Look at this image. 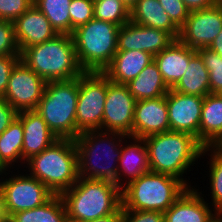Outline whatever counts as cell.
<instances>
[{"mask_svg":"<svg viewBox=\"0 0 222 222\" xmlns=\"http://www.w3.org/2000/svg\"><path fill=\"white\" fill-rule=\"evenodd\" d=\"M196 50L174 40L167 48L154 56L162 78L169 89H172L184 75L189 60Z\"/></svg>","mask_w":222,"mask_h":222,"instance_id":"ffe728a7","label":"cell"},{"mask_svg":"<svg viewBox=\"0 0 222 222\" xmlns=\"http://www.w3.org/2000/svg\"><path fill=\"white\" fill-rule=\"evenodd\" d=\"M78 94L79 77L47 82L36 111L58 139L74 140L77 137Z\"/></svg>","mask_w":222,"mask_h":222,"instance_id":"52a82bcc","label":"cell"},{"mask_svg":"<svg viewBox=\"0 0 222 222\" xmlns=\"http://www.w3.org/2000/svg\"><path fill=\"white\" fill-rule=\"evenodd\" d=\"M106 93L107 76L103 72L84 71L79 76L77 136L86 131H102Z\"/></svg>","mask_w":222,"mask_h":222,"instance_id":"9c48e42d","label":"cell"},{"mask_svg":"<svg viewBox=\"0 0 222 222\" xmlns=\"http://www.w3.org/2000/svg\"><path fill=\"white\" fill-rule=\"evenodd\" d=\"M174 40L166 31L129 21L119 29L117 51L140 50L155 56Z\"/></svg>","mask_w":222,"mask_h":222,"instance_id":"9a60e30c","label":"cell"},{"mask_svg":"<svg viewBox=\"0 0 222 222\" xmlns=\"http://www.w3.org/2000/svg\"><path fill=\"white\" fill-rule=\"evenodd\" d=\"M211 222H222V214L218 213Z\"/></svg>","mask_w":222,"mask_h":222,"instance_id":"bcb514c9","label":"cell"},{"mask_svg":"<svg viewBox=\"0 0 222 222\" xmlns=\"http://www.w3.org/2000/svg\"><path fill=\"white\" fill-rule=\"evenodd\" d=\"M8 167L1 161V159H0V175L2 174V173H6L5 171H7L6 169H7Z\"/></svg>","mask_w":222,"mask_h":222,"instance_id":"f6af8a7d","label":"cell"},{"mask_svg":"<svg viewBox=\"0 0 222 222\" xmlns=\"http://www.w3.org/2000/svg\"><path fill=\"white\" fill-rule=\"evenodd\" d=\"M222 30V6L214 5L208 9L191 11L180 28L178 40L197 50L208 48Z\"/></svg>","mask_w":222,"mask_h":222,"instance_id":"4fadbf2b","label":"cell"},{"mask_svg":"<svg viewBox=\"0 0 222 222\" xmlns=\"http://www.w3.org/2000/svg\"><path fill=\"white\" fill-rule=\"evenodd\" d=\"M153 60L154 56L145 51H117L103 73L111 82L126 85Z\"/></svg>","mask_w":222,"mask_h":222,"instance_id":"44dd1931","label":"cell"},{"mask_svg":"<svg viewBox=\"0 0 222 222\" xmlns=\"http://www.w3.org/2000/svg\"><path fill=\"white\" fill-rule=\"evenodd\" d=\"M208 48L222 57V30Z\"/></svg>","mask_w":222,"mask_h":222,"instance_id":"7bdbcfd3","label":"cell"},{"mask_svg":"<svg viewBox=\"0 0 222 222\" xmlns=\"http://www.w3.org/2000/svg\"><path fill=\"white\" fill-rule=\"evenodd\" d=\"M23 139L22 122L16 117L9 127L0 134V159L7 167L14 165L12 163L18 162V159L23 160Z\"/></svg>","mask_w":222,"mask_h":222,"instance_id":"83f0119b","label":"cell"},{"mask_svg":"<svg viewBox=\"0 0 222 222\" xmlns=\"http://www.w3.org/2000/svg\"><path fill=\"white\" fill-rule=\"evenodd\" d=\"M196 52L209 71L210 93H222V57L209 48H199Z\"/></svg>","mask_w":222,"mask_h":222,"instance_id":"1f68e13d","label":"cell"},{"mask_svg":"<svg viewBox=\"0 0 222 222\" xmlns=\"http://www.w3.org/2000/svg\"><path fill=\"white\" fill-rule=\"evenodd\" d=\"M17 117L21 120L24 131L22 158L25 164V160L41 153L58 138L36 110L18 112Z\"/></svg>","mask_w":222,"mask_h":222,"instance_id":"ac0fdd59","label":"cell"},{"mask_svg":"<svg viewBox=\"0 0 222 222\" xmlns=\"http://www.w3.org/2000/svg\"><path fill=\"white\" fill-rule=\"evenodd\" d=\"M70 35L76 28L88 23L94 18L93 0H72L69 5Z\"/></svg>","mask_w":222,"mask_h":222,"instance_id":"d6a6232c","label":"cell"},{"mask_svg":"<svg viewBox=\"0 0 222 222\" xmlns=\"http://www.w3.org/2000/svg\"><path fill=\"white\" fill-rule=\"evenodd\" d=\"M0 191L13 214L42 206L54 196L44 183L29 174L5 179L0 182Z\"/></svg>","mask_w":222,"mask_h":222,"instance_id":"7c38bea8","label":"cell"},{"mask_svg":"<svg viewBox=\"0 0 222 222\" xmlns=\"http://www.w3.org/2000/svg\"><path fill=\"white\" fill-rule=\"evenodd\" d=\"M133 139V144H128L126 147L121 146V157L118 160V178L115 184L122 190L125 185L137 180L141 175L151 171L148 151L143 138L127 137ZM143 144V145H142ZM122 173V174H121ZM122 175L128 178L125 180V185L122 184ZM130 178V179H129Z\"/></svg>","mask_w":222,"mask_h":222,"instance_id":"7402d4cb","label":"cell"},{"mask_svg":"<svg viewBox=\"0 0 222 222\" xmlns=\"http://www.w3.org/2000/svg\"><path fill=\"white\" fill-rule=\"evenodd\" d=\"M19 61L20 55L0 56V98L4 96L11 71Z\"/></svg>","mask_w":222,"mask_h":222,"instance_id":"74e56055","label":"cell"},{"mask_svg":"<svg viewBox=\"0 0 222 222\" xmlns=\"http://www.w3.org/2000/svg\"><path fill=\"white\" fill-rule=\"evenodd\" d=\"M188 186L179 178L148 171L121 190L122 210L164 213Z\"/></svg>","mask_w":222,"mask_h":222,"instance_id":"8992f818","label":"cell"},{"mask_svg":"<svg viewBox=\"0 0 222 222\" xmlns=\"http://www.w3.org/2000/svg\"><path fill=\"white\" fill-rule=\"evenodd\" d=\"M63 222H80L79 220H74L72 218H69L68 216H66V218L64 219Z\"/></svg>","mask_w":222,"mask_h":222,"instance_id":"7dc6e473","label":"cell"},{"mask_svg":"<svg viewBox=\"0 0 222 222\" xmlns=\"http://www.w3.org/2000/svg\"><path fill=\"white\" fill-rule=\"evenodd\" d=\"M66 216L62 197L54 195L42 206L13 214V222H63Z\"/></svg>","mask_w":222,"mask_h":222,"instance_id":"4316f807","label":"cell"},{"mask_svg":"<svg viewBox=\"0 0 222 222\" xmlns=\"http://www.w3.org/2000/svg\"><path fill=\"white\" fill-rule=\"evenodd\" d=\"M130 21L166 31L178 40L180 29L172 22L158 0H138L130 10Z\"/></svg>","mask_w":222,"mask_h":222,"instance_id":"cb8c5ba5","label":"cell"},{"mask_svg":"<svg viewBox=\"0 0 222 222\" xmlns=\"http://www.w3.org/2000/svg\"><path fill=\"white\" fill-rule=\"evenodd\" d=\"M204 97L178 93L166 94L170 131L188 133L200 143V119Z\"/></svg>","mask_w":222,"mask_h":222,"instance_id":"5bb4252c","label":"cell"},{"mask_svg":"<svg viewBox=\"0 0 222 222\" xmlns=\"http://www.w3.org/2000/svg\"><path fill=\"white\" fill-rule=\"evenodd\" d=\"M222 139V95L210 93L204 97L200 119V144L215 147Z\"/></svg>","mask_w":222,"mask_h":222,"instance_id":"603a6c76","label":"cell"},{"mask_svg":"<svg viewBox=\"0 0 222 222\" xmlns=\"http://www.w3.org/2000/svg\"><path fill=\"white\" fill-rule=\"evenodd\" d=\"M126 85L136 101L165 96L170 90L154 60Z\"/></svg>","mask_w":222,"mask_h":222,"instance_id":"d4e9b609","label":"cell"},{"mask_svg":"<svg viewBox=\"0 0 222 222\" xmlns=\"http://www.w3.org/2000/svg\"><path fill=\"white\" fill-rule=\"evenodd\" d=\"M72 0H35L36 6L58 34H70L69 5Z\"/></svg>","mask_w":222,"mask_h":222,"instance_id":"f1b7e54d","label":"cell"},{"mask_svg":"<svg viewBox=\"0 0 222 222\" xmlns=\"http://www.w3.org/2000/svg\"><path fill=\"white\" fill-rule=\"evenodd\" d=\"M187 9L191 11L208 9L216 5V0H182Z\"/></svg>","mask_w":222,"mask_h":222,"instance_id":"ab89813d","label":"cell"},{"mask_svg":"<svg viewBox=\"0 0 222 222\" xmlns=\"http://www.w3.org/2000/svg\"><path fill=\"white\" fill-rule=\"evenodd\" d=\"M18 112L3 98H0V134L16 119Z\"/></svg>","mask_w":222,"mask_h":222,"instance_id":"f35d334b","label":"cell"},{"mask_svg":"<svg viewBox=\"0 0 222 222\" xmlns=\"http://www.w3.org/2000/svg\"><path fill=\"white\" fill-rule=\"evenodd\" d=\"M215 147L222 152V139Z\"/></svg>","mask_w":222,"mask_h":222,"instance_id":"c3c4849f","label":"cell"},{"mask_svg":"<svg viewBox=\"0 0 222 222\" xmlns=\"http://www.w3.org/2000/svg\"><path fill=\"white\" fill-rule=\"evenodd\" d=\"M120 26L93 18L73 30L71 36L80 67L84 71L103 72L117 52Z\"/></svg>","mask_w":222,"mask_h":222,"instance_id":"ba28073f","label":"cell"},{"mask_svg":"<svg viewBox=\"0 0 222 222\" xmlns=\"http://www.w3.org/2000/svg\"><path fill=\"white\" fill-rule=\"evenodd\" d=\"M216 4L222 6V0H216Z\"/></svg>","mask_w":222,"mask_h":222,"instance_id":"681fc988","label":"cell"},{"mask_svg":"<svg viewBox=\"0 0 222 222\" xmlns=\"http://www.w3.org/2000/svg\"><path fill=\"white\" fill-rule=\"evenodd\" d=\"M166 14L172 22L180 29L189 16L190 11L187 9L182 0H158Z\"/></svg>","mask_w":222,"mask_h":222,"instance_id":"d590c367","label":"cell"},{"mask_svg":"<svg viewBox=\"0 0 222 222\" xmlns=\"http://www.w3.org/2000/svg\"><path fill=\"white\" fill-rule=\"evenodd\" d=\"M129 10L137 3L138 0H122Z\"/></svg>","mask_w":222,"mask_h":222,"instance_id":"ee69618b","label":"cell"},{"mask_svg":"<svg viewBox=\"0 0 222 222\" xmlns=\"http://www.w3.org/2000/svg\"><path fill=\"white\" fill-rule=\"evenodd\" d=\"M122 222H164V213L159 211L122 210Z\"/></svg>","mask_w":222,"mask_h":222,"instance_id":"8d00e7d4","label":"cell"},{"mask_svg":"<svg viewBox=\"0 0 222 222\" xmlns=\"http://www.w3.org/2000/svg\"><path fill=\"white\" fill-rule=\"evenodd\" d=\"M143 139L151 171L177 177L191 187L182 176L201 155H205L198 140L188 133L176 131L152 134Z\"/></svg>","mask_w":222,"mask_h":222,"instance_id":"6da1fadb","label":"cell"},{"mask_svg":"<svg viewBox=\"0 0 222 222\" xmlns=\"http://www.w3.org/2000/svg\"><path fill=\"white\" fill-rule=\"evenodd\" d=\"M47 82L21 60L11 71L6 92L2 97L17 112L36 110Z\"/></svg>","mask_w":222,"mask_h":222,"instance_id":"30bf717a","label":"cell"},{"mask_svg":"<svg viewBox=\"0 0 222 222\" xmlns=\"http://www.w3.org/2000/svg\"><path fill=\"white\" fill-rule=\"evenodd\" d=\"M13 24L20 52L24 48L46 42L58 34L46 16L34 5L19 16Z\"/></svg>","mask_w":222,"mask_h":222,"instance_id":"e0dca14e","label":"cell"},{"mask_svg":"<svg viewBox=\"0 0 222 222\" xmlns=\"http://www.w3.org/2000/svg\"><path fill=\"white\" fill-rule=\"evenodd\" d=\"M67 216L80 222L114 214L122 206L121 189L111 181L81 178L60 195Z\"/></svg>","mask_w":222,"mask_h":222,"instance_id":"3957f363","label":"cell"},{"mask_svg":"<svg viewBox=\"0 0 222 222\" xmlns=\"http://www.w3.org/2000/svg\"><path fill=\"white\" fill-rule=\"evenodd\" d=\"M172 90L201 97L210 94L209 71L198 53L189 60L184 75Z\"/></svg>","mask_w":222,"mask_h":222,"instance_id":"484cf974","label":"cell"},{"mask_svg":"<svg viewBox=\"0 0 222 222\" xmlns=\"http://www.w3.org/2000/svg\"><path fill=\"white\" fill-rule=\"evenodd\" d=\"M210 153V187L213 211L222 214V152L216 147H204V152Z\"/></svg>","mask_w":222,"mask_h":222,"instance_id":"4dcf8cb0","label":"cell"},{"mask_svg":"<svg viewBox=\"0 0 222 222\" xmlns=\"http://www.w3.org/2000/svg\"><path fill=\"white\" fill-rule=\"evenodd\" d=\"M26 162L29 175L44 183L54 195H61L79 179L75 141L57 139Z\"/></svg>","mask_w":222,"mask_h":222,"instance_id":"277c9868","label":"cell"},{"mask_svg":"<svg viewBox=\"0 0 222 222\" xmlns=\"http://www.w3.org/2000/svg\"><path fill=\"white\" fill-rule=\"evenodd\" d=\"M32 5V0H0V20L14 22Z\"/></svg>","mask_w":222,"mask_h":222,"instance_id":"e575fe53","label":"cell"},{"mask_svg":"<svg viewBox=\"0 0 222 222\" xmlns=\"http://www.w3.org/2000/svg\"><path fill=\"white\" fill-rule=\"evenodd\" d=\"M87 222H122V207H120L114 214L100 217Z\"/></svg>","mask_w":222,"mask_h":222,"instance_id":"b9f144b4","label":"cell"},{"mask_svg":"<svg viewBox=\"0 0 222 222\" xmlns=\"http://www.w3.org/2000/svg\"><path fill=\"white\" fill-rule=\"evenodd\" d=\"M20 60L46 82L71 80L84 72L70 34H57L46 42L24 48Z\"/></svg>","mask_w":222,"mask_h":222,"instance_id":"7a4b0ae2","label":"cell"},{"mask_svg":"<svg viewBox=\"0 0 222 222\" xmlns=\"http://www.w3.org/2000/svg\"><path fill=\"white\" fill-rule=\"evenodd\" d=\"M0 222H13V213L7 203V199L0 191Z\"/></svg>","mask_w":222,"mask_h":222,"instance_id":"60d3db41","label":"cell"},{"mask_svg":"<svg viewBox=\"0 0 222 222\" xmlns=\"http://www.w3.org/2000/svg\"><path fill=\"white\" fill-rule=\"evenodd\" d=\"M170 131L166 95L136 101L133 137L145 138L152 134Z\"/></svg>","mask_w":222,"mask_h":222,"instance_id":"2e32d148","label":"cell"},{"mask_svg":"<svg viewBox=\"0 0 222 222\" xmlns=\"http://www.w3.org/2000/svg\"><path fill=\"white\" fill-rule=\"evenodd\" d=\"M135 104L136 99L127 85L111 82L107 77L102 131L133 137Z\"/></svg>","mask_w":222,"mask_h":222,"instance_id":"8fae6325","label":"cell"},{"mask_svg":"<svg viewBox=\"0 0 222 222\" xmlns=\"http://www.w3.org/2000/svg\"><path fill=\"white\" fill-rule=\"evenodd\" d=\"M4 55H20L14 24L8 20H0V56Z\"/></svg>","mask_w":222,"mask_h":222,"instance_id":"836d02e7","label":"cell"},{"mask_svg":"<svg viewBox=\"0 0 222 222\" xmlns=\"http://www.w3.org/2000/svg\"><path fill=\"white\" fill-rule=\"evenodd\" d=\"M94 18L122 26L130 21V10L122 0H93Z\"/></svg>","mask_w":222,"mask_h":222,"instance_id":"f546056e","label":"cell"},{"mask_svg":"<svg viewBox=\"0 0 222 222\" xmlns=\"http://www.w3.org/2000/svg\"><path fill=\"white\" fill-rule=\"evenodd\" d=\"M200 194L198 190L188 187L164 212V222H211L218 212L213 214L209 203Z\"/></svg>","mask_w":222,"mask_h":222,"instance_id":"d6986e66","label":"cell"},{"mask_svg":"<svg viewBox=\"0 0 222 222\" xmlns=\"http://www.w3.org/2000/svg\"><path fill=\"white\" fill-rule=\"evenodd\" d=\"M126 137L128 136L118 132H103L100 130L80 133L74 139L78 156L79 177L107 180L115 183L118 178V165H115L114 162H118L121 157L122 138ZM101 154L103 160L109 159L106 162L107 165L103 163V165H100L101 163L95 161L97 158L100 161ZM110 160L114 161L112 162L113 165Z\"/></svg>","mask_w":222,"mask_h":222,"instance_id":"5b68a950","label":"cell"}]
</instances>
